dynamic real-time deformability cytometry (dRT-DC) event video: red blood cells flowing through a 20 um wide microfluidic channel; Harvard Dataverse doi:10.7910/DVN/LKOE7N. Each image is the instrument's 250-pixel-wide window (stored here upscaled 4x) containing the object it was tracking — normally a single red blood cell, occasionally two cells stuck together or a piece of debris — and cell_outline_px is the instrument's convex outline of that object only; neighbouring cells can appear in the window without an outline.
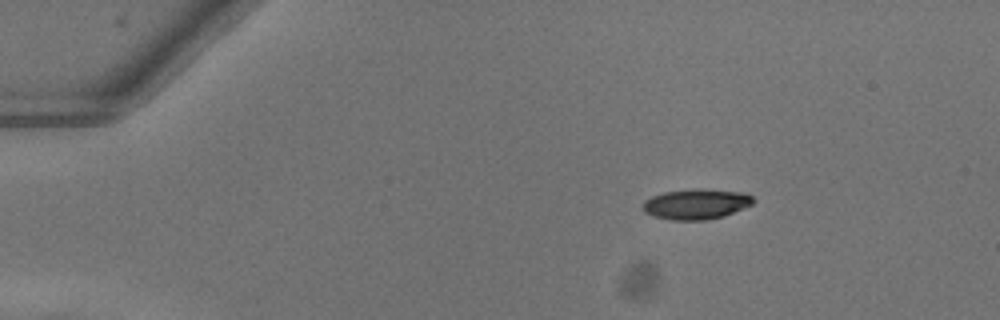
{"species": "common noctule bat (a hibernating species)", "species_latin": "Nyctalus noctula", "temperature_condition": "warm", "stored_images_in_passage": 44, "camera_frame_rate_fps": 3000, "um_per_image_px": 0.085, "animal": {"sex": "female"}, "frame": {"image": 1, "passage_image": 1, "time_ms": 0.0, "image_size_px": [1000, 320], "cell_outline_px": [[756, 200], [752, 204], [724, 216], [708, 220], [672, 220], [656, 216], [644, 212], [640, 208], [644, 200], [652, 196], [664, 192], [696, 188], [700, 188], [744, 192], [752, 196]], "centroid_in_image_um": [59.17, 17.34], "position_along_channel_um": 25.8, "area_um2": 19.71}}
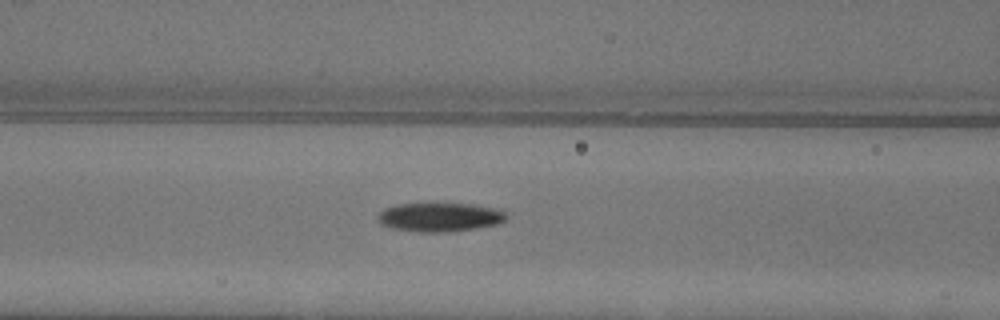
{"frame": {"image": 2, "passage_image": 15, "time_ms": 4.667, "image_size_px": [1000, 320], "cell_outline_px": [[504, 220], [496, 224], [472, 228], [436, 232], [420, 232], [392, 228], [380, 224], [376, 216], [384, 208], [396, 204], [472, 204], [500, 208], [504, 212]], "centroid_in_image_um": [37.32, 18.44], "position_along_channel_um": 129.3, "area_um2": 21.27}}
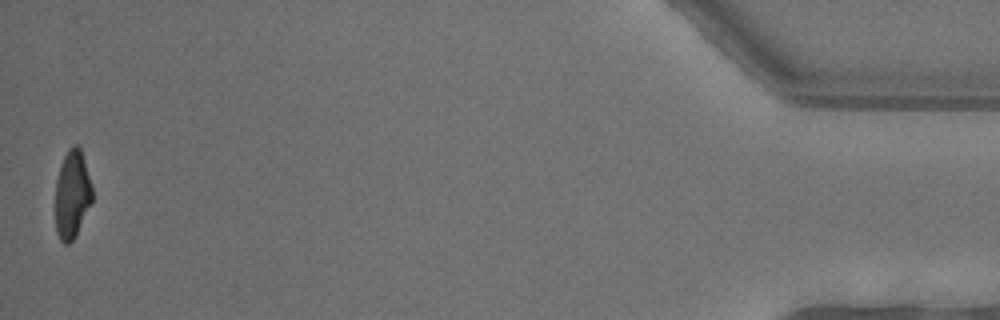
{"frame": {"image": 3, "passage_image": 44, "time_ms": 14.333, "image_size_px": [1000, 320], "cell_outline_px": [[92, 200], [76, 236], [68, 244], [64, 244], [60, 240], [56, 232], [56, 180], [64, 156], [68, 148], [72, 144], [76, 144], [80, 148], [84, 160], [92, 188]], "centroid_in_image_um": [6.12, 16.53], "position_along_channel_um": 429.1, "area_um2": 18.73}, "authors_computed_cell_mechanics": {"area_um2": 20.9814, "velocity_mm_per_s": 4.0509, "shape_relaxation_time_tau1_ms": 3.0206, "shape_relaxation_time_tau2_ms": 3.7369, "deformation_change_tau1": 0.1677, "deformation_change_tau2": 0.1067}}